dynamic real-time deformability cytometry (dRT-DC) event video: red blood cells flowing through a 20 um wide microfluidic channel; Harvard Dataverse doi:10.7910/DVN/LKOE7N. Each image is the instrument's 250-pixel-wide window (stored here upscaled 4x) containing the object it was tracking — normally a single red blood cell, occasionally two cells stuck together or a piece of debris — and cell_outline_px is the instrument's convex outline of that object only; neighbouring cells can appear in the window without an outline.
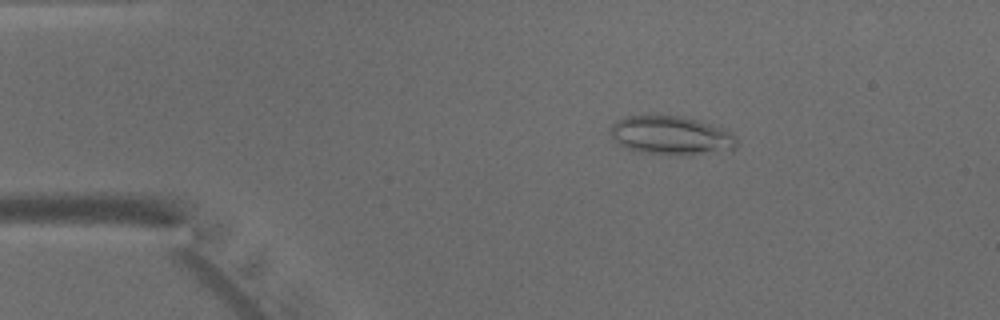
{"species": "common noctule bat (a hibernating species)", "species_latin": "Nyctalus noctula", "temperature_condition": "warm", "stored_images_in_passage": 41, "camera_frame_rate_fps": 3000, "um_per_image_px": 0.085, "animal": {"sex": "male", "body_mass_g": 15.6}, "frame": {"image": 1, "passage_image": 3, "time_ms": 0.667, "image_size_px": [1000, 320], "cell_outline_px": [[736, 148], [712, 152], [676, 156], [668, 156], [636, 152], [624, 148], [612, 136], [612, 124], [616, 120], [624, 116], [684, 116], [700, 120], [720, 128], [736, 136]], "centroid_in_image_um": [57.01, 11.53], "position_along_channel_um": 28.0, "area_um2": 28.55}}
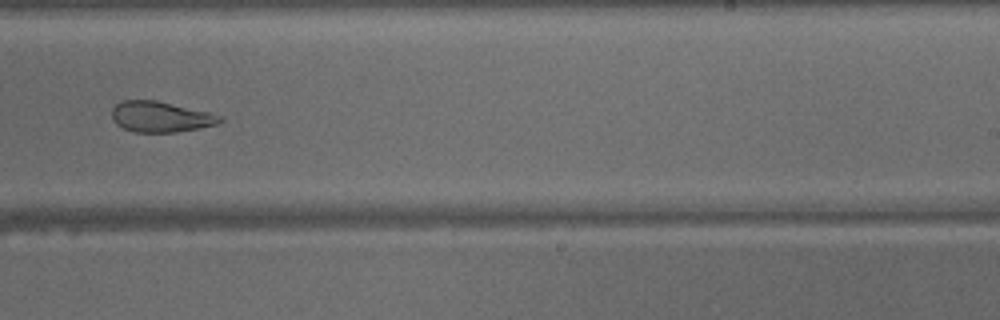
{"frame": {"image": 2, "passage_image": 24, "time_ms": 7.667, "image_size_px": [1000, 320], "cell_outline_px": [[224, 120], [216, 124], [200, 128], [176, 132], [136, 132], [124, 128], [116, 124], [112, 120], [112, 108], [120, 100], [156, 100], [212, 112], [220, 116]], "centroid_in_image_um": [13.65, 9.91], "position_along_channel_um": 275.3, "area_um2": 19.48}}
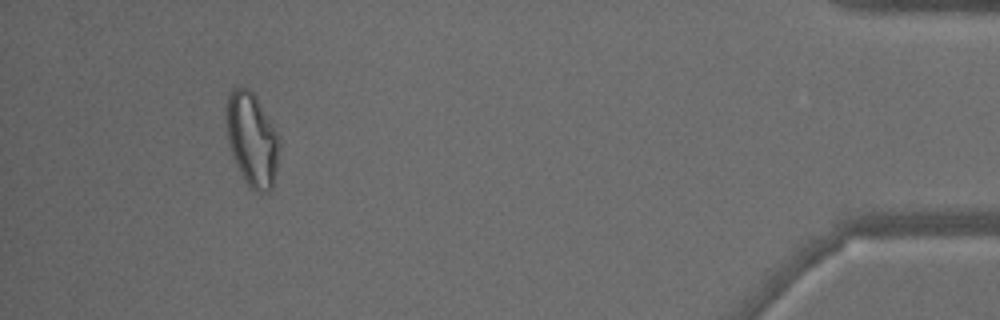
{"frame": {"image": 3, "passage_image": 38, "time_ms": 12.333, "image_size_px": [1000, 320], "cell_outline_px": [[280, 148], [276, 172], [272, 188], [268, 192], [260, 192], [252, 188], [248, 184], [240, 172], [232, 156], [228, 140], [228, 96], [232, 88], [248, 88], [256, 96], [280, 136]], "centroid_in_image_um": [21.47, 11.87], "position_along_channel_um": 413.7, "area_um2": 28.55}}